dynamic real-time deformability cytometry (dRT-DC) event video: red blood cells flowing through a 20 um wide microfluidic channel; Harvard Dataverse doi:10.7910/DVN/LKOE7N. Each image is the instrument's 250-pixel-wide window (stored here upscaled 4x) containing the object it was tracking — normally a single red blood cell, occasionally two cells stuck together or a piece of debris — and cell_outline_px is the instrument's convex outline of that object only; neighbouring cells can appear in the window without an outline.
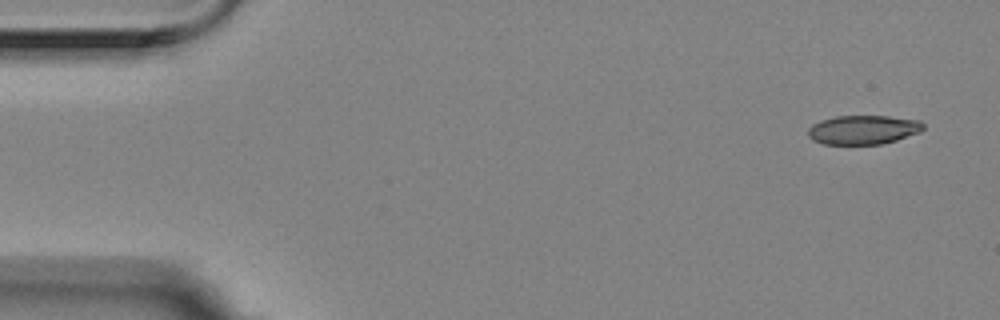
{"species": "Egyptian fruit bat (a non-hibernating species)", "species_latin": "Rousettus aegyptiacus", "temperature_condition": "room temperature", "stored_images_in_passage": 4, "camera_frame_rate_fps": 3000, "um_per_image_px": 0.085, "animal": {"sex": "female"}, "frame": {"image": 1, "passage_image": 1, "time_ms": 0.0, "image_size_px": [1000, 320], "cell_outline_px": [[924, 128], [920, 132], [896, 140], [880, 144], [824, 144], [812, 140], [808, 136], [808, 128], [812, 124], [820, 120], [836, 116], [888, 116], [920, 120], [924, 124]], "centroid_in_image_um": [73.36, 11.02], "position_along_channel_um": 11.6, "area_um2": 19.59}}
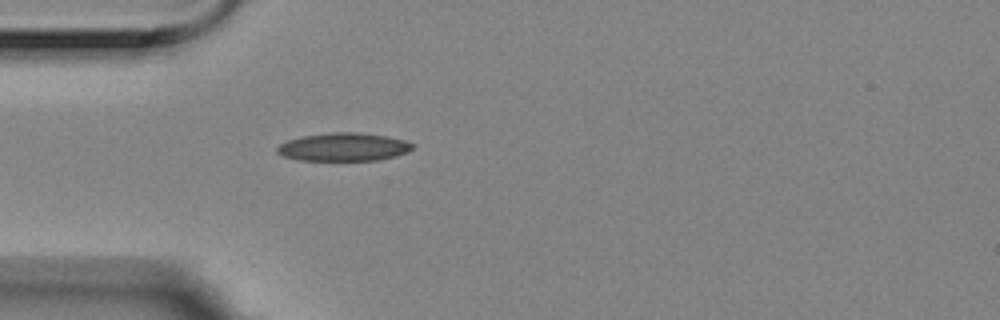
{"frame": {"image": 2, "passage_image": 4, "time_ms": 1.0, "image_size_px": [1000, 320], "cell_outline_px": [[416, 144], [408, 152], [396, 156], [380, 160], [300, 160], [284, 156], [276, 152], [276, 148], [280, 144], [288, 140], [300, 136], [332, 132], [356, 132], [388, 136], [404, 140]], "centroid_in_image_um": [29.23, 12.49], "position_along_channel_um": 55.8, "area_um2": 22.31}}